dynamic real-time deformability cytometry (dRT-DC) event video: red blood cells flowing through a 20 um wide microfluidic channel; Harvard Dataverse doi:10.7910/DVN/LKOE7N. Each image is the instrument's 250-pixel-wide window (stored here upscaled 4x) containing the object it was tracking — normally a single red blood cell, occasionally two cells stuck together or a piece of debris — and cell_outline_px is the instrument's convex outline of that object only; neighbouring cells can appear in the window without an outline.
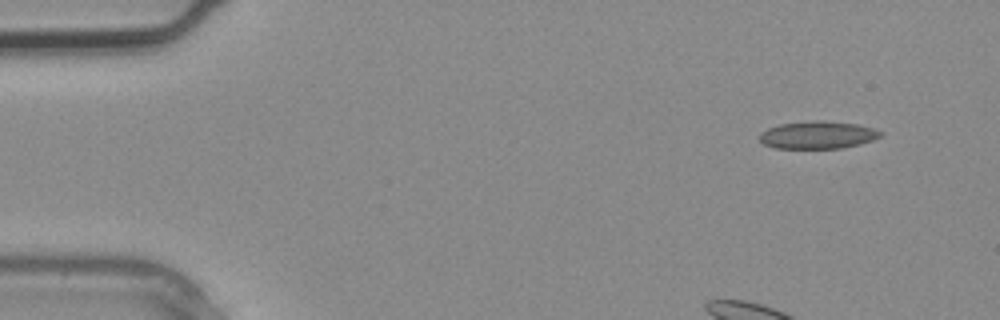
{"species": "common noctule bat (a hibernating species)", "species_latin": "Nyctalus noctula", "temperature_condition": "warm", "stored_images_in_passage": 2, "camera_frame_rate_fps": 3000, "um_per_image_px": 0.085, "animal": {"sex": "male", "body_mass_g": 20.4}, "frame": {"image": 1, "passage_image": 1, "time_ms": 0.0, "image_size_px": [1000, 320], "cell_outline_px": [[884, 132], [880, 136], [872, 140], [860, 144], [840, 148], [776, 148], [764, 144], [760, 140], [760, 132], [768, 128], [780, 124], [820, 120], [824, 120], [860, 124], [876, 128]], "centroid_in_image_um": [69.55, 11.46], "position_along_channel_um": 15.4, "area_um2": 19.48}}